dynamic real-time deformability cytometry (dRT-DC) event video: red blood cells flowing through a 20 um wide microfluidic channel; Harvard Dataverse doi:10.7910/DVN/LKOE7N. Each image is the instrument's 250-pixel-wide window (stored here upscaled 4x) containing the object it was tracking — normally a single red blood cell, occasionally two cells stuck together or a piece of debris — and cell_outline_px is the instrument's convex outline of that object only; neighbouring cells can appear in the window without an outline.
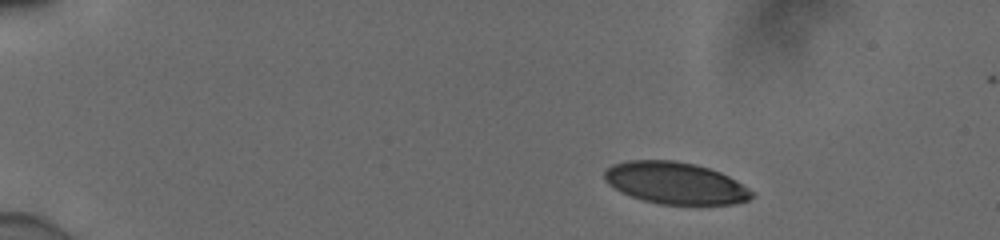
{"species": "human", "species_latin": "Homo sapiens", "temperature_condition": "cold", "stored_images_in_passage": 46, "camera_frame_rate_fps": 3000, "um_per_image_px": 0.085, "donor": {"sex": "male"}, "frame": {"image": 1, "passage_image": 1, "time_ms": 0.0, "image_size_px": [1000, 240], "cell_outline_px": [[752, 196], [748, 200], [732, 204], [660, 204], [644, 200], [632, 196], [608, 184], [604, 180], [604, 172], [612, 164], [628, 160], [676, 160], [696, 164], [720, 172], [736, 180], [748, 188], [752, 192]], "centroid_in_image_um": [57.39, 15.54], "position_along_channel_um": 27.6, "area_um2": 35.66}}
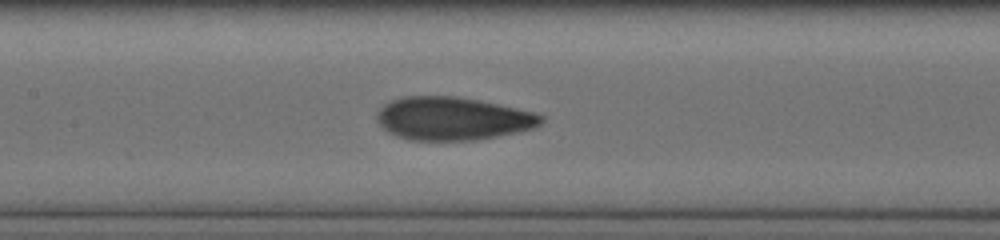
{"frame": {"image": 2, "passage_image": 20, "time_ms": 6.333, "image_size_px": [1000, 240], "cell_outline_px": [[544, 120], [536, 128], [520, 132], [476, 140], [408, 140], [396, 136], [388, 132], [376, 120], [376, 116], [380, 108], [384, 104], [392, 100], [404, 96], [456, 96], [480, 100], [532, 112], [544, 116]], "centroid_in_image_um": [38.48, 10.08], "position_along_channel_um": 168.9, "area_um2": 41.38}}
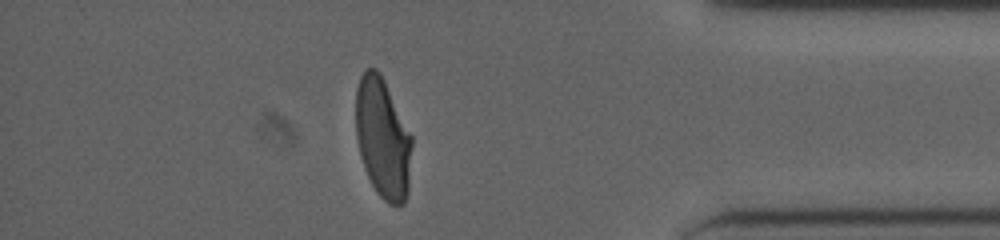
{"frame": {"image": 3, "passage_image": 40, "time_ms": 13.0, "image_size_px": [1000, 240], "cell_outline_px": [[412, 144], [408, 192], [404, 204], [388, 204], [376, 192], [364, 168], [356, 136], [356, 88], [360, 76], [368, 68], [376, 68], [380, 72], [412, 136]], "centroid_in_image_um": [32.54, 11.75], "position_along_channel_um": 402.7, "area_um2": 39.19}, "authors_computed_cell_mechanics": {"area_um2": 40.2288, "velocity_mm_per_s": 3.8967, "shape_relaxation_time_tau1_ms": 4.4497, "shape_relaxation_time_tau2_ms": 0.938, "deformation_change_tau1": 0.1693, "deformation_change_tau2": 0.0675}}